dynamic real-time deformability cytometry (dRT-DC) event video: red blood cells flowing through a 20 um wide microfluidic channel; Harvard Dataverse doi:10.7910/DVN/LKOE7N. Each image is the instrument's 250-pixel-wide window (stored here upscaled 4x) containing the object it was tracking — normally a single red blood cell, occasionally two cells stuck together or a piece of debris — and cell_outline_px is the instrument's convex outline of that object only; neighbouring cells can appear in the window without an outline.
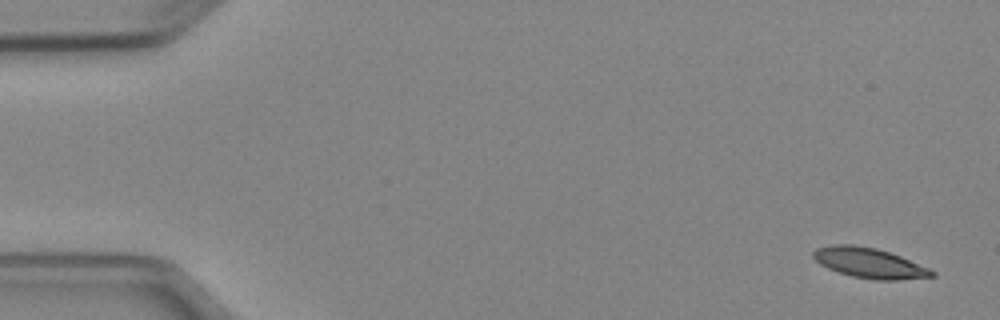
{"species": "Egyptian fruit bat (a non-hibernating species)", "species_latin": "Rousettus aegyptiacus", "temperature_condition": "cold", "stored_images_in_passage": 4, "camera_frame_rate_fps": 3000, "um_per_image_px": 0.085, "animal": {"sex": "female"}, "frame": {"image": 1, "passage_image": 1, "time_ms": 0.0, "image_size_px": [1000, 320], "cell_outline_px": [[936, 276], [900, 280], [876, 280], [852, 276], [828, 268], [820, 264], [812, 256], [812, 252], [816, 248], [836, 244], [852, 244], [876, 248], [900, 256], [928, 268], [936, 272]], "centroid_in_image_um": [73.89, 22.35], "position_along_channel_um": 11.1, "area_um2": 20.69}}
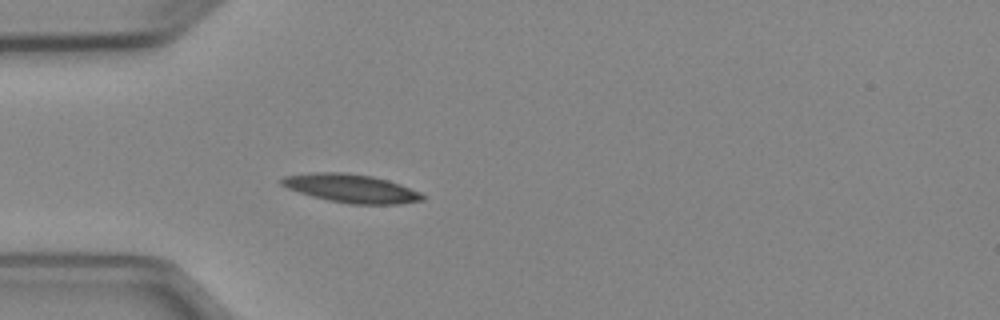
{"frame": {"image": 2, "passage_image": 4, "time_ms": 4.333, "image_size_px": [1000, 320], "cell_outline_px": [[424, 200], [400, 204], [348, 204], [328, 200], [312, 196], [288, 188], [280, 184], [280, 180], [284, 176], [316, 172], [344, 172], [372, 176], [388, 180], [400, 184], [420, 192], [424, 196]], "centroid_in_image_um": [29.86, 16.01], "position_along_channel_um": 55.1, "area_um2": 23.29}}